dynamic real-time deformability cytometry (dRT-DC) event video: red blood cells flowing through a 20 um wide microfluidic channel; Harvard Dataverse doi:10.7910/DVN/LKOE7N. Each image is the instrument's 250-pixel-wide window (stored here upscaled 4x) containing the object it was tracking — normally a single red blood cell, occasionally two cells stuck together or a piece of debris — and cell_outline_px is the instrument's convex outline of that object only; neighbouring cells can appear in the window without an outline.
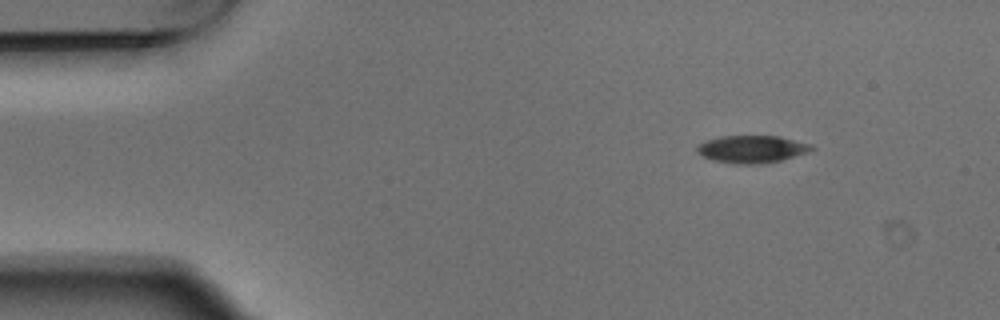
{"species": "Egyptian fruit bat (a non-hibernating species)", "species_latin": "Rousettus aegyptiacus", "temperature_condition": "warm", "stored_images_in_passage": 7, "camera_frame_rate_fps": 3000, "um_per_image_px": 0.085, "animal": {"sex": "male"}, "frame": {"image": 1, "passage_image": 1, "time_ms": 0.0, "image_size_px": [1000, 320], "cell_outline_px": [[816, 148], [808, 152], [780, 160], [760, 164], [732, 164], [712, 160], [696, 152], [696, 148], [704, 140], [720, 136], [780, 136], [812, 144]], "centroid_in_image_um": [63.9, 12.67], "position_along_channel_um": 21.1, "area_um2": 18.44}}
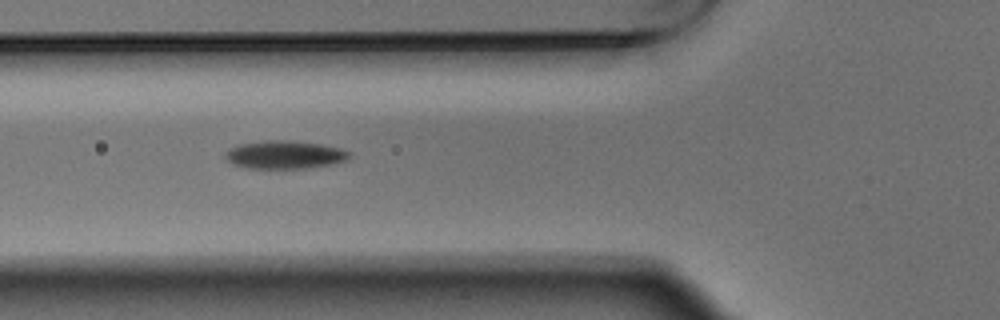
{"frame": {"image": 2, "passage_image": 4, "time_ms": 1.0, "image_size_px": [1000, 320], "cell_outline_px": [[352, 156], [348, 160], [332, 164], [308, 168], [248, 168], [232, 164], [224, 156], [224, 152], [228, 148], [240, 144], [264, 140], [288, 140], [320, 144], [340, 148], [352, 152]], "centroid_in_image_um": [24.21, 13.15], "position_along_channel_um": 101.6, "area_um2": 20.52}}
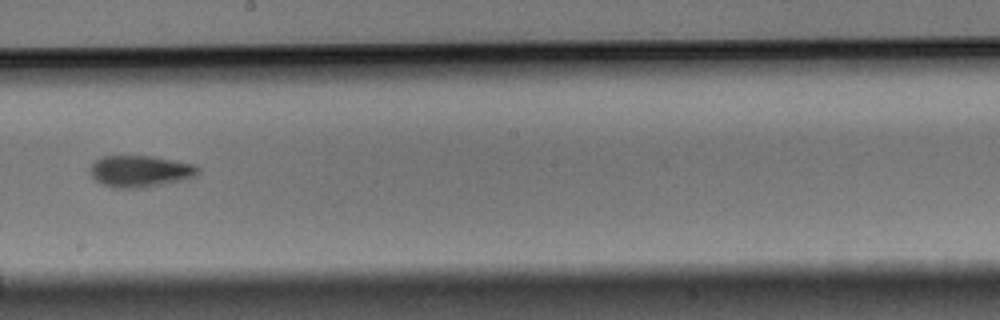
{"frame": {"image": 3, "passage_image": 7, "time_ms": 2.0, "image_size_px": [1000, 320], "cell_outline_px": [[200, 172], [196, 176], [180, 180], [140, 188], [112, 188], [96, 180], [88, 172], [88, 168], [96, 160], [104, 156], [152, 156], [196, 164], [200, 168]], "centroid_in_image_um": [11.91, 14.55], "position_along_channel_um": 236.3, "area_um2": 19.88}}